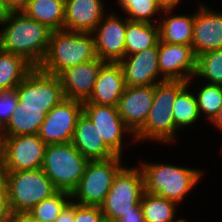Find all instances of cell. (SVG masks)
Instances as JSON below:
<instances>
[{
	"instance_id": "cell-1",
	"label": "cell",
	"mask_w": 222,
	"mask_h": 222,
	"mask_svg": "<svg viewBox=\"0 0 222 222\" xmlns=\"http://www.w3.org/2000/svg\"><path fill=\"white\" fill-rule=\"evenodd\" d=\"M0 49L22 56L33 67L42 63L50 41V30L22 11H11L2 23Z\"/></svg>"
},
{
	"instance_id": "cell-2",
	"label": "cell",
	"mask_w": 222,
	"mask_h": 222,
	"mask_svg": "<svg viewBox=\"0 0 222 222\" xmlns=\"http://www.w3.org/2000/svg\"><path fill=\"white\" fill-rule=\"evenodd\" d=\"M98 58L92 33L52 31L39 69L58 76L66 68Z\"/></svg>"
},
{
	"instance_id": "cell-3",
	"label": "cell",
	"mask_w": 222,
	"mask_h": 222,
	"mask_svg": "<svg viewBox=\"0 0 222 222\" xmlns=\"http://www.w3.org/2000/svg\"><path fill=\"white\" fill-rule=\"evenodd\" d=\"M188 84L186 81H169L154 85V99L144 125L134 134V141L152 140L172 143L175 127L172 107L177 94ZM175 139V140H174Z\"/></svg>"
},
{
	"instance_id": "cell-4",
	"label": "cell",
	"mask_w": 222,
	"mask_h": 222,
	"mask_svg": "<svg viewBox=\"0 0 222 222\" xmlns=\"http://www.w3.org/2000/svg\"><path fill=\"white\" fill-rule=\"evenodd\" d=\"M144 177L145 192L154 194L176 204L201 180L202 171L162 163L140 164Z\"/></svg>"
},
{
	"instance_id": "cell-5",
	"label": "cell",
	"mask_w": 222,
	"mask_h": 222,
	"mask_svg": "<svg viewBox=\"0 0 222 222\" xmlns=\"http://www.w3.org/2000/svg\"><path fill=\"white\" fill-rule=\"evenodd\" d=\"M88 161L71 142L47 144L41 169L58 191L72 193Z\"/></svg>"
},
{
	"instance_id": "cell-6",
	"label": "cell",
	"mask_w": 222,
	"mask_h": 222,
	"mask_svg": "<svg viewBox=\"0 0 222 222\" xmlns=\"http://www.w3.org/2000/svg\"><path fill=\"white\" fill-rule=\"evenodd\" d=\"M8 184V203L12 214L28 212L58 190L41 169L4 172Z\"/></svg>"
},
{
	"instance_id": "cell-7",
	"label": "cell",
	"mask_w": 222,
	"mask_h": 222,
	"mask_svg": "<svg viewBox=\"0 0 222 222\" xmlns=\"http://www.w3.org/2000/svg\"><path fill=\"white\" fill-rule=\"evenodd\" d=\"M121 158L116 155L103 160H89L83 176L71 193V201L79 205L100 206L115 176L123 168Z\"/></svg>"
},
{
	"instance_id": "cell-8",
	"label": "cell",
	"mask_w": 222,
	"mask_h": 222,
	"mask_svg": "<svg viewBox=\"0 0 222 222\" xmlns=\"http://www.w3.org/2000/svg\"><path fill=\"white\" fill-rule=\"evenodd\" d=\"M145 192L144 177L138 167H123L115 176L100 209L104 216L117 220L135 211Z\"/></svg>"
},
{
	"instance_id": "cell-9",
	"label": "cell",
	"mask_w": 222,
	"mask_h": 222,
	"mask_svg": "<svg viewBox=\"0 0 222 222\" xmlns=\"http://www.w3.org/2000/svg\"><path fill=\"white\" fill-rule=\"evenodd\" d=\"M22 106L43 107L48 113L65 99L59 76L34 67L14 89Z\"/></svg>"
},
{
	"instance_id": "cell-10",
	"label": "cell",
	"mask_w": 222,
	"mask_h": 222,
	"mask_svg": "<svg viewBox=\"0 0 222 222\" xmlns=\"http://www.w3.org/2000/svg\"><path fill=\"white\" fill-rule=\"evenodd\" d=\"M4 171L15 172L42 167L47 144L38 134L1 136Z\"/></svg>"
},
{
	"instance_id": "cell-11",
	"label": "cell",
	"mask_w": 222,
	"mask_h": 222,
	"mask_svg": "<svg viewBox=\"0 0 222 222\" xmlns=\"http://www.w3.org/2000/svg\"><path fill=\"white\" fill-rule=\"evenodd\" d=\"M82 113L83 102L63 99L46 114L38 136L46 144L71 142L77 120Z\"/></svg>"
},
{
	"instance_id": "cell-12",
	"label": "cell",
	"mask_w": 222,
	"mask_h": 222,
	"mask_svg": "<svg viewBox=\"0 0 222 222\" xmlns=\"http://www.w3.org/2000/svg\"><path fill=\"white\" fill-rule=\"evenodd\" d=\"M157 58L162 79L186 82L193 79L197 57L191 45L159 41Z\"/></svg>"
},
{
	"instance_id": "cell-13",
	"label": "cell",
	"mask_w": 222,
	"mask_h": 222,
	"mask_svg": "<svg viewBox=\"0 0 222 222\" xmlns=\"http://www.w3.org/2000/svg\"><path fill=\"white\" fill-rule=\"evenodd\" d=\"M83 112L97 127L104 143L116 154L122 156L123 135L133 132L125 125L118 108L110 105L83 103Z\"/></svg>"
},
{
	"instance_id": "cell-14",
	"label": "cell",
	"mask_w": 222,
	"mask_h": 222,
	"mask_svg": "<svg viewBox=\"0 0 222 222\" xmlns=\"http://www.w3.org/2000/svg\"><path fill=\"white\" fill-rule=\"evenodd\" d=\"M110 14V15H109ZM103 17L92 32L97 57L106 62H119L125 57L126 22L109 13Z\"/></svg>"
},
{
	"instance_id": "cell-15",
	"label": "cell",
	"mask_w": 222,
	"mask_h": 222,
	"mask_svg": "<svg viewBox=\"0 0 222 222\" xmlns=\"http://www.w3.org/2000/svg\"><path fill=\"white\" fill-rule=\"evenodd\" d=\"M106 61L96 58L66 68L58 76L65 98L86 102L91 96L101 67Z\"/></svg>"
},
{
	"instance_id": "cell-16",
	"label": "cell",
	"mask_w": 222,
	"mask_h": 222,
	"mask_svg": "<svg viewBox=\"0 0 222 222\" xmlns=\"http://www.w3.org/2000/svg\"><path fill=\"white\" fill-rule=\"evenodd\" d=\"M158 45L132 55H126L121 65L126 86H150L165 81L158 67Z\"/></svg>"
},
{
	"instance_id": "cell-17",
	"label": "cell",
	"mask_w": 222,
	"mask_h": 222,
	"mask_svg": "<svg viewBox=\"0 0 222 222\" xmlns=\"http://www.w3.org/2000/svg\"><path fill=\"white\" fill-rule=\"evenodd\" d=\"M154 99V85L126 86L117 105L125 125L135 134L145 123Z\"/></svg>"
},
{
	"instance_id": "cell-18",
	"label": "cell",
	"mask_w": 222,
	"mask_h": 222,
	"mask_svg": "<svg viewBox=\"0 0 222 222\" xmlns=\"http://www.w3.org/2000/svg\"><path fill=\"white\" fill-rule=\"evenodd\" d=\"M194 14L192 48L197 56L222 48V13L199 4Z\"/></svg>"
},
{
	"instance_id": "cell-19",
	"label": "cell",
	"mask_w": 222,
	"mask_h": 222,
	"mask_svg": "<svg viewBox=\"0 0 222 222\" xmlns=\"http://www.w3.org/2000/svg\"><path fill=\"white\" fill-rule=\"evenodd\" d=\"M103 0H65L64 30L92 33L106 15Z\"/></svg>"
},
{
	"instance_id": "cell-20",
	"label": "cell",
	"mask_w": 222,
	"mask_h": 222,
	"mask_svg": "<svg viewBox=\"0 0 222 222\" xmlns=\"http://www.w3.org/2000/svg\"><path fill=\"white\" fill-rule=\"evenodd\" d=\"M126 89L124 74L118 62H106L98 74L93 92L83 103L116 106Z\"/></svg>"
},
{
	"instance_id": "cell-21",
	"label": "cell",
	"mask_w": 222,
	"mask_h": 222,
	"mask_svg": "<svg viewBox=\"0 0 222 222\" xmlns=\"http://www.w3.org/2000/svg\"><path fill=\"white\" fill-rule=\"evenodd\" d=\"M71 143L88 160H103L116 156L104 143L97 127L84 112L77 120Z\"/></svg>"
},
{
	"instance_id": "cell-22",
	"label": "cell",
	"mask_w": 222,
	"mask_h": 222,
	"mask_svg": "<svg viewBox=\"0 0 222 222\" xmlns=\"http://www.w3.org/2000/svg\"><path fill=\"white\" fill-rule=\"evenodd\" d=\"M46 114L43 107L22 106L17 102L10 120L0 130V136L38 134Z\"/></svg>"
},
{
	"instance_id": "cell-23",
	"label": "cell",
	"mask_w": 222,
	"mask_h": 222,
	"mask_svg": "<svg viewBox=\"0 0 222 222\" xmlns=\"http://www.w3.org/2000/svg\"><path fill=\"white\" fill-rule=\"evenodd\" d=\"M172 10L163 9L164 19L160 20L162 22H157L160 41L170 44L192 45L194 14L170 16Z\"/></svg>"
},
{
	"instance_id": "cell-24",
	"label": "cell",
	"mask_w": 222,
	"mask_h": 222,
	"mask_svg": "<svg viewBox=\"0 0 222 222\" xmlns=\"http://www.w3.org/2000/svg\"><path fill=\"white\" fill-rule=\"evenodd\" d=\"M22 12L52 31L64 30L65 0H30Z\"/></svg>"
},
{
	"instance_id": "cell-25",
	"label": "cell",
	"mask_w": 222,
	"mask_h": 222,
	"mask_svg": "<svg viewBox=\"0 0 222 222\" xmlns=\"http://www.w3.org/2000/svg\"><path fill=\"white\" fill-rule=\"evenodd\" d=\"M160 41L158 23L126 22L125 56L157 46Z\"/></svg>"
},
{
	"instance_id": "cell-26",
	"label": "cell",
	"mask_w": 222,
	"mask_h": 222,
	"mask_svg": "<svg viewBox=\"0 0 222 222\" xmlns=\"http://www.w3.org/2000/svg\"><path fill=\"white\" fill-rule=\"evenodd\" d=\"M33 68L22 56L0 49V92L14 90Z\"/></svg>"
},
{
	"instance_id": "cell-27",
	"label": "cell",
	"mask_w": 222,
	"mask_h": 222,
	"mask_svg": "<svg viewBox=\"0 0 222 222\" xmlns=\"http://www.w3.org/2000/svg\"><path fill=\"white\" fill-rule=\"evenodd\" d=\"M145 222H182L184 218L175 220L177 204L166 198L143 193L140 201Z\"/></svg>"
},
{
	"instance_id": "cell-28",
	"label": "cell",
	"mask_w": 222,
	"mask_h": 222,
	"mask_svg": "<svg viewBox=\"0 0 222 222\" xmlns=\"http://www.w3.org/2000/svg\"><path fill=\"white\" fill-rule=\"evenodd\" d=\"M188 84L177 94L172 113L174 117L175 127L179 130L185 126L194 124L199 119L200 114L196 96L189 91Z\"/></svg>"
},
{
	"instance_id": "cell-29",
	"label": "cell",
	"mask_w": 222,
	"mask_h": 222,
	"mask_svg": "<svg viewBox=\"0 0 222 222\" xmlns=\"http://www.w3.org/2000/svg\"><path fill=\"white\" fill-rule=\"evenodd\" d=\"M194 76L208 80L210 84L222 85V48L197 56Z\"/></svg>"
},
{
	"instance_id": "cell-30",
	"label": "cell",
	"mask_w": 222,
	"mask_h": 222,
	"mask_svg": "<svg viewBox=\"0 0 222 222\" xmlns=\"http://www.w3.org/2000/svg\"><path fill=\"white\" fill-rule=\"evenodd\" d=\"M71 193L57 191L51 197L43 199L28 213L41 222H55L63 208L70 202Z\"/></svg>"
},
{
	"instance_id": "cell-31",
	"label": "cell",
	"mask_w": 222,
	"mask_h": 222,
	"mask_svg": "<svg viewBox=\"0 0 222 222\" xmlns=\"http://www.w3.org/2000/svg\"><path fill=\"white\" fill-rule=\"evenodd\" d=\"M120 7L129 16V21L153 23L154 14L162 12L163 8L157 0H118Z\"/></svg>"
},
{
	"instance_id": "cell-32",
	"label": "cell",
	"mask_w": 222,
	"mask_h": 222,
	"mask_svg": "<svg viewBox=\"0 0 222 222\" xmlns=\"http://www.w3.org/2000/svg\"><path fill=\"white\" fill-rule=\"evenodd\" d=\"M199 114H205L211 122L222 106V85L207 83L195 95Z\"/></svg>"
},
{
	"instance_id": "cell-33",
	"label": "cell",
	"mask_w": 222,
	"mask_h": 222,
	"mask_svg": "<svg viewBox=\"0 0 222 222\" xmlns=\"http://www.w3.org/2000/svg\"><path fill=\"white\" fill-rule=\"evenodd\" d=\"M17 102L15 90L0 92V130L10 120Z\"/></svg>"
},
{
	"instance_id": "cell-34",
	"label": "cell",
	"mask_w": 222,
	"mask_h": 222,
	"mask_svg": "<svg viewBox=\"0 0 222 222\" xmlns=\"http://www.w3.org/2000/svg\"><path fill=\"white\" fill-rule=\"evenodd\" d=\"M103 216L100 206L75 203V222H100Z\"/></svg>"
},
{
	"instance_id": "cell-35",
	"label": "cell",
	"mask_w": 222,
	"mask_h": 222,
	"mask_svg": "<svg viewBox=\"0 0 222 222\" xmlns=\"http://www.w3.org/2000/svg\"><path fill=\"white\" fill-rule=\"evenodd\" d=\"M12 215L8 203V184L4 173L0 174V222H8Z\"/></svg>"
},
{
	"instance_id": "cell-36",
	"label": "cell",
	"mask_w": 222,
	"mask_h": 222,
	"mask_svg": "<svg viewBox=\"0 0 222 222\" xmlns=\"http://www.w3.org/2000/svg\"><path fill=\"white\" fill-rule=\"evenodd\" d=\"M55 222H75V203L70 200L60 212Z\"/></svg>"
},
{
	"instance_id": "cell-37",
	"label": "cell",
	"mask_w": 222,
	"mask_h": 222,
	"mask_svg": "<svg viewBox=\"0 0 222 222\" xmlns=\"http://www.w3.org/2000/svg\"><path fill=\"white\" fill-rule=\"evenodd\" d=\"M116 221L117 222H145L141 206H139L133 212H128L127 214L117 219Z\"/></svg>"
},
{
	"instance_id": "cell-38",
	"label": "cell",
	"mask_w": 222,
	"mask_h": 222,
	"mask_svg": "<svg viewBox=\"0 0 222 222\" xmlns=\"http://www.w3.org/2000/svg\"><path fill=\"white\" fill-rule=\"evenodd\" d=\"M6 8L11 11H22L30 0H2Z\"/></svg>"
},
{
	"instance_id": "cell-39",
	"label": "cell",
	"mask_w": 222,
	"mask_h": 222,
	"mask_svg": "<svg viewBox=\"0 0 222 222\" xmlns=\"http://www.w3.org/2000/svg\"><path fill=\"white\" fill-rule=\"evenodd\" d=\"M8 222H41L28 212H19L12 214Z\"/></svg>"
},
{
	"instance_id": "cell-40",
	"label": "cell",
	"mask_w": 222,
	"mask_h": 222,
	"mask_svg": "<svg viewBox=\"0 0 222 222\" xmlns=\"http://www.w3.org/2000/svg\"><path fill=\"white\" fill-rule=\"evenodd\" d=\"M182 0H157L163 9H174Z\"/></svg>"
},
{
	"instance_id": "cell-41",
	"label": "cell",
	"mask_w": 222,
	"mask_h": 222,
	"mask_svg": "<svg viewBox=\"0 0 222 222\" xmlns=\"http://www.w3.org/2000/svg\"><path fill=\"white\" fill-rule=\"evenodd\" d=\"M211 123L214 124V126L217 127V129L222 131V106L218 110L217 115L213 118Z\"/></svg>"
},
{
	"instance_id": "cell-42",
	"label": "cell",
	"mask_w": 222,
	"mask_h": 222,
	"mask_svg": "<svg viewBox=\"0 0 222 222\" xmlns=\"http://www.w3.org/2000/svg\"><path fill=\"white\" fill-rule=\"evenodd\" d=\"M9 12L10 11L6 8L3 1L0 0V26L2 25L4 20L7 18Z\"/></svg>"
},
{
	"instance_id": "cell-43",
	"label": "cell",
	"mask_w": 222,
	"mask_h": 222,
	"mask_svg": "<svg viewBox=\"0 0 222 222\" xmlns=\"http://www.w3.org/2000/svg\"><path fill=\"white\" fill-rule=\"evenodd\" d=\"M4 172L3 142L0 136V174Z\"/></svg>"
},
{
	"instance_id": "cell-44",
	"label": "cell",
	"mask_w": 222,
	"mask_h": 222,
	"mask_svg": "<svg viewBox=\"0 0 222 222\" xmlns=\"http://www.w3.org/2000/svg\"><path fill=\"white\" fill-rule=\"evenodd\" d=\"M100 222H117L116 220L103 216Z\"/></svg>"
}]
</instances>
